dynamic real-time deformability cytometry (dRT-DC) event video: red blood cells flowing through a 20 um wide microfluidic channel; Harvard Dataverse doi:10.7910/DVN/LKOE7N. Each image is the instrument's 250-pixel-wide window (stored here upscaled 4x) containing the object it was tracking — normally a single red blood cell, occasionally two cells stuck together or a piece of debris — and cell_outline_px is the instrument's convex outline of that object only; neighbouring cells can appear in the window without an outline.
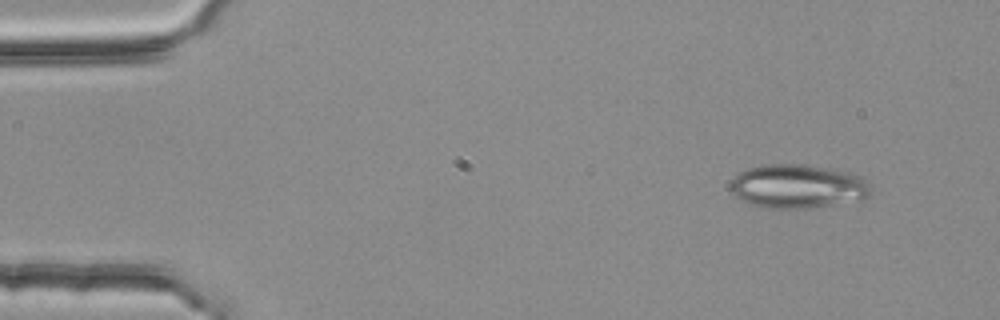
{"species": "common noctule bat (a hibernating species)", "species_latin": "Nyctalus noctula", "temperature_condition": "room temperature", "stored_images_in_passage": 4, "camera_frame_rate_fps": 3000, "um_per_image_px": 0.085, "animal": {"sex": "female", "body_mass_g": 25.1}, "frame": {"image": 1, "passage_image": 1, "time_ms": 0.0, "image_size_px": [1000, 320], "cell_outline_px": [[872, 188], [868, 196], [860, 200], [808, 208], [768, 208], [752, 204], [736, 196], [728, 188], [728, 184], [740, 172], [748, 168], [764, 164], [796, 164], [824, 168], [848, 172], [860, 176]], "centroid_in_image_um": [67.78, 15.84], "position_along_channel_um": 17.2, "area_um2": 35.49}}